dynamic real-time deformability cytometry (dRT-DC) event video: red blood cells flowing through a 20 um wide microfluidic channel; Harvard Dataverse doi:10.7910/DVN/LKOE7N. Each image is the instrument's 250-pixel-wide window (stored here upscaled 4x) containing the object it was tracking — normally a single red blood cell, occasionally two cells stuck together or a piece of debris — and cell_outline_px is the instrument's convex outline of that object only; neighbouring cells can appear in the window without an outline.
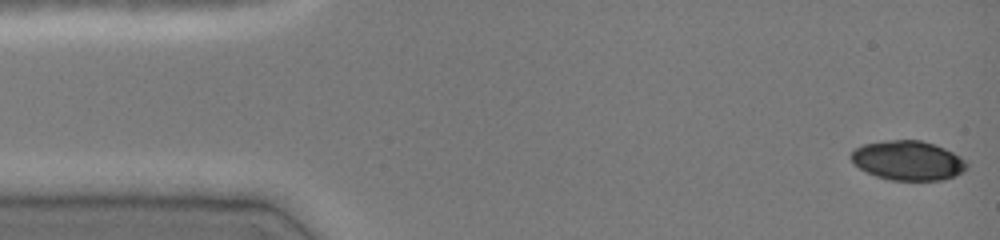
{"species": "common noctule bat (a hibernating species)", "species_latin": "Nyctalus noctula", "temperature_condition": "cold", "stored_images_in_passage": 46, "camera_frame_rate_fps": 3000, "um_per_image_px": 0.085, "animal": {"sex": "female", "body_mass_g": 19.0, "forearm_length_mm": 51.5}, "frame": {"image": 1, "passage_image": 1, "time_ms": 0.0, "image_size_px": [1000, 240], "cell_outline_px": [[968, 168], [964, 172], [956, 176], [944, 180], [892, 180], [876, 176], [860, 168], [848, 156], [856, 148], [864, 144], [888, 140], [920, 140], [936, 144], [960, 156], [968, 164]], "centroid_in_image_um": [77.22, 13.64], "position_along_channel_um": 7.8, "area_um2": 26.65}}
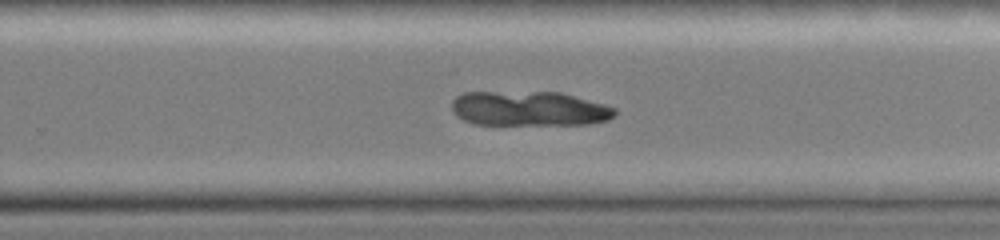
{"frame": {"image": 2, "passage_image": 30, "time_ms": 9.667, "image_size_px": [1000, 240], "cell_outline_px": [[616, 112], [608, 120], [588, 124], [476, 124], [464, 120], [456, 116], [452, 112], [452, 100], [456, 96], [464, 92], [560, 92], [604, 104], [616, 108]], "centroid_in_image_um": [44.95, 9.23], "position_along_channel_um": 284.9, "area_um2": 32.95}}
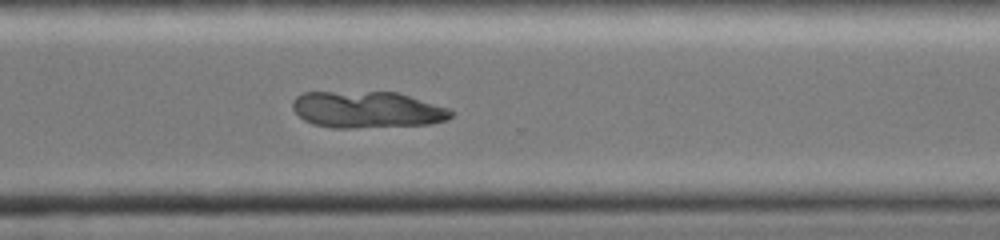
{"frame": {"image": 3, "passage_image": 34, "time_ms": 11.0, "image_size_px": [1000, 240], "cell_outline_px": [[456, 112], [448, 120], [432, 124], [352, 128], [332, 128], [312, 124], [304, 120], [292, 108], [292, 100], [296, 96], [304, 92], [396, 92], [452, 108]], "centroid_in_image_um": [31.25, 9.32], "position_along_channel_um": 339.3, "area_um2": 34.22}}